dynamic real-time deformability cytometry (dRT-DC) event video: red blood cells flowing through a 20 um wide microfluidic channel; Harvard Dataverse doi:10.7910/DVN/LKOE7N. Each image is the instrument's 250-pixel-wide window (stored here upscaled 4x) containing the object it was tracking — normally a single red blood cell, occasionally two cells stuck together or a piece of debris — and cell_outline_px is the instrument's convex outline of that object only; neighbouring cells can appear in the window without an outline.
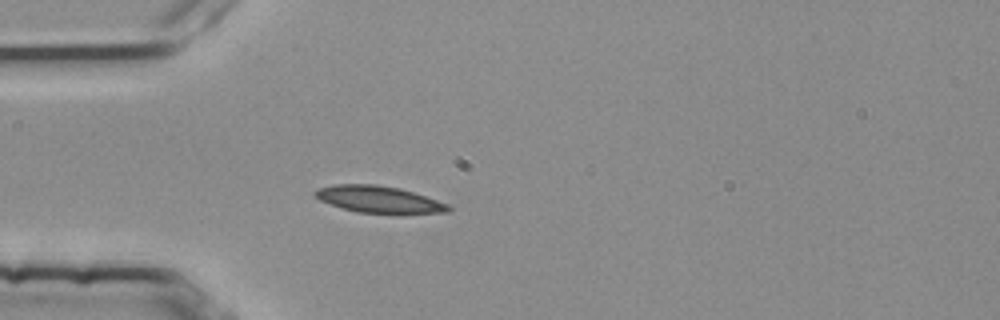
{"species": "common noctule bat (a hibernating species)", "species_latin": "Nyctalus noctula", "temperature_condition": "room temperature", "stored_images_in_passage": 50, "camera_frame_rate_fps": 3000, "um_per_image_px": 0.085, "animal": {"sex": "female", "body_mass_g": 25.1}, "frame": {"image": 1, "passage_image": 15, "time_ms": 4.667, "image_size_px": [1000, 320], "cell_outline_px": [[452, 208], [448, 212], [360, 212], [340, 208], [320, 200], [312, 192], [316, 188], [332, 184], [376, 184], [396, 188], [412, 192], [448, 204]], "centroid_in_image_um": [32.09, 16.92], "position_along_channel_um": 52.9, "area_um2": 20.23}}
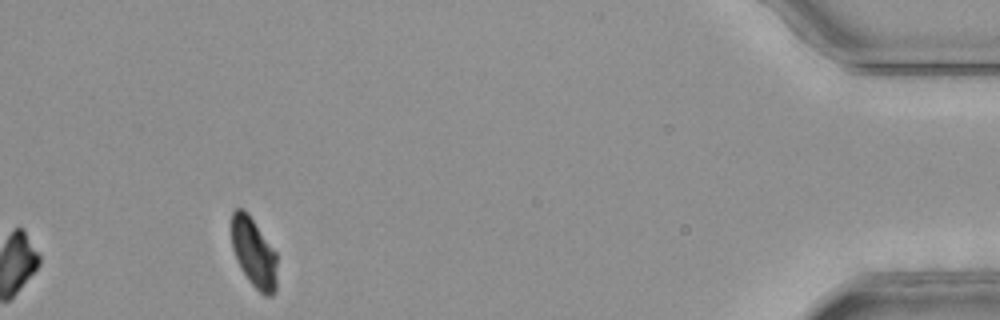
{"frame": {"image": 2, "passage_image": 50, "time_ms": 16.333, "image_size_px": [1000, 320], "cell_outline_px": [[276, 292], [272, 296], [264, 296], [248, 280], [240, 268], [236, 260], [232, 248], [232, 212], [236, 208], [244, 208], [248, 212], [276, 252]], "centroid_in_image_um": [21.57, 21.48], "position_along_channel_um": 413.6, "area_um2": 18.61}, "authors_computed_cell_mechanics": {"area_um2": 20.1433, "velocity_mm_per_s": 3.7639, "shape_relaxation_time_tau1_ms": 8.0829, "shape_relaxation_time_tau2_ms": 4.6875, "deformation_change_tau1": 0.1639, "deformation_change_tau2": 0.0581}}